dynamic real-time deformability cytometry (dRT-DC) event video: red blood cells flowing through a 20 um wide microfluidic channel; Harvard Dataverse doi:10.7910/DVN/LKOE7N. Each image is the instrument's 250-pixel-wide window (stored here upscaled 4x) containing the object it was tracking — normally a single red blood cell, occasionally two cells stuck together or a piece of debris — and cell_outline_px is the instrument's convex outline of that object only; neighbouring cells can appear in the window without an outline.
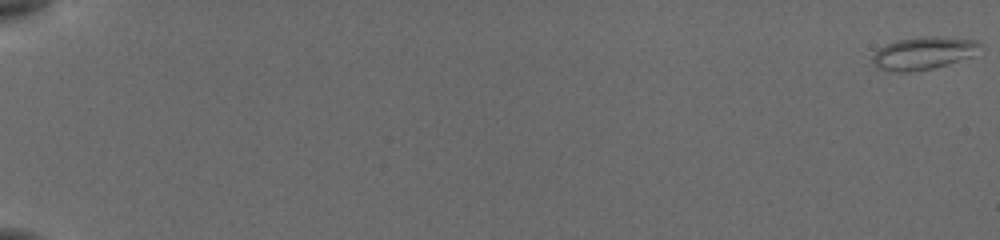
{"species": "common noctule bat (a hibernating species)", "species_latin": "Nyctalus noctula", "temperature_condition": "cold", "stored_images_in_passage": 57, "camera_frame_rate_fps": 3000, "um_per_image_px": 0.085, "animal": {"sex": "female", "body_mass_g": 19.5, "forearm_length_mm": 54.1}, "frame": {"image": 1, "passage_image": 1, "time_ms": 0.0, "image_size_px": [1000, 240], "cell_outline_px": [[972, 44], [956, 60], [944, 64], [928, 68], [884, 68], [876, 60], [876, 52], [888, 44], [900, 40], [972, 40]], "centroid_in_image_um": [78.28, 4.52], "position_along_channel_um": 6.7, "area_um2": 15.72}}
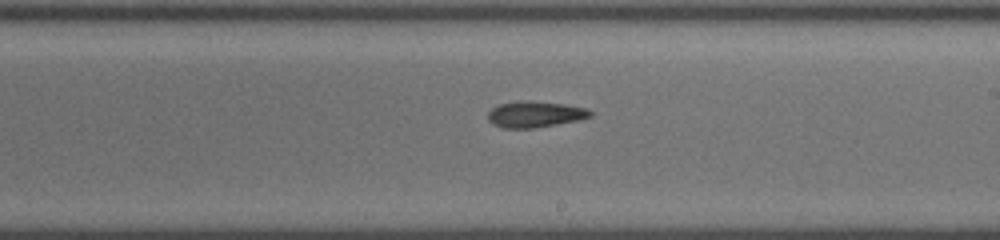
{"frame": {"image": 2, "passage_image": 36, "time_ms": 11.667, "image_size_px": [1000, 240], "cell_outline_px": [[592, 112], [588, 116], [572, 120], [552, 124], [528, 128], [504, 128], [488, 120], [488, 112], [492, 108], [500, 104], [524, 100], [528, 100], [560, 104], [584, 108]], "centroid_in_image_um": [45.36, 9.7], "position_along_channel_um": 243.6, "area_um2": 14.74}}
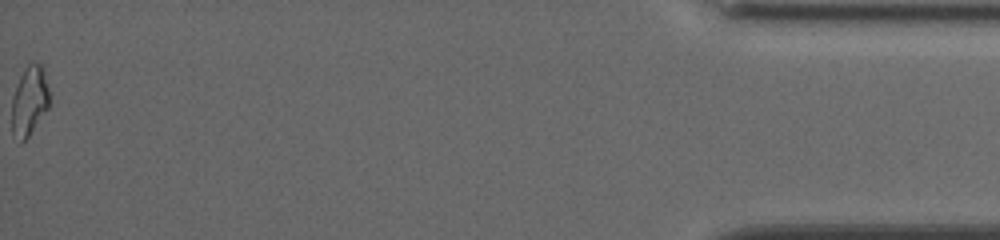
{"frame": {"image": 3, "passage_image": 57, "time_ms": 18.667, "image_size_px": [1000, 240], "cell_outline_px": [[48, 108], [28, 136], [20, 144], [12, 136], [12, 100], [20, 76], [28, 64], [40, 64], [48, 92]], "centroid_in_image_um": [2.45, 8.67], "position_along_channel_um": 432.7, "area_um2": 14.62}, "authors_computed_cell_mechanics": {"area_um2": 15.317, "velocity_mm_per_s": 3.8801, "shape_relaxation_time_tau1_ms": 7.7405, "shape_relaxation_time_tau2_ms": 4.2633, "deformation_change_tau1": 0.1951, "deformation_change_tau2": 0.1236}}